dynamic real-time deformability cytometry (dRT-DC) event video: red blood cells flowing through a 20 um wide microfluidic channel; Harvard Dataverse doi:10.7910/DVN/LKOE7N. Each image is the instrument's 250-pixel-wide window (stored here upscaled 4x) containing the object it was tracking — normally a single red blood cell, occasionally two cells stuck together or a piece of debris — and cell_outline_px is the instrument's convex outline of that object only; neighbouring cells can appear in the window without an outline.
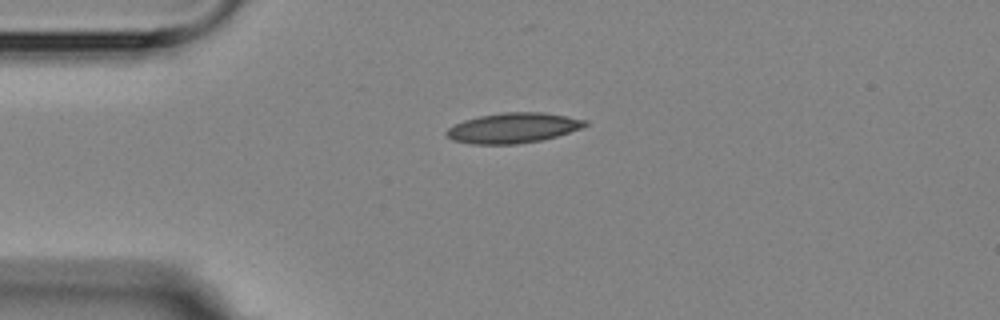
{"species": "Egyptian fruit bat (a non-hibernating species)", "species_latin": "Rousettus aegyptiacus", "temperature_condition": "room temperature", "stored_images_in_passage": 2, "camera_frame_rate_fps": 3000, "um_per_image_px": 0.085, "animal": {"sex": "female"}, "frame": {"image": 1, "passage_image": 1, "time_ms": 0.0, "image_size_px": [1000, 320], "cell_outline_px": [[588, 124], [580, 128], [556, 136], [540, 140], [516, 144], [468, 144], [452, 140], [444, 132], [448, 128], [464, 120], [480, 116], [504, 112], [544, 112], [588, 120]], "centroid_in_image_um": [43.59, 10.87], "position_along_channel_um": 41.4, "area_um2": 24.22}}